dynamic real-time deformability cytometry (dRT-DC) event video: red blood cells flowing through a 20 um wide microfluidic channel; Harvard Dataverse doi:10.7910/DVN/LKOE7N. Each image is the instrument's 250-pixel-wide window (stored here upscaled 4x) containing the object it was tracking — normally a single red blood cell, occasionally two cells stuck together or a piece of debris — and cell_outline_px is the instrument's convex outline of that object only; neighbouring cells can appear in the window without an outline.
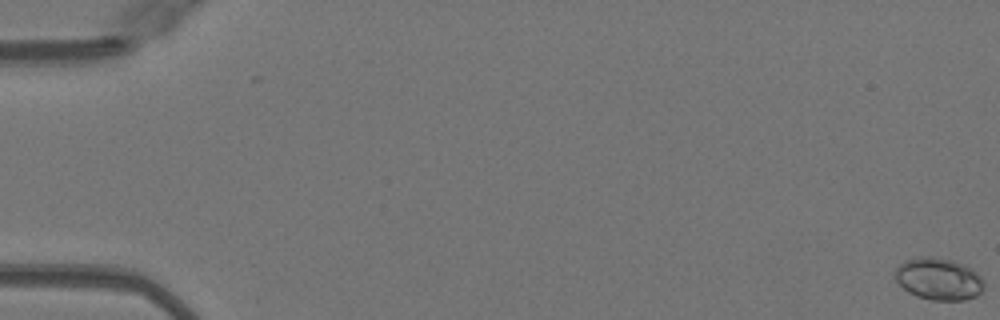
{"species": "Egyptian fruit bat (a non-hibernating species)", "species_latin": "Rousettus aegyptiacus", "temperature_condition": "warm", "stored_images_in_passage": 13, "camera_frame_rate_fps": 3000, "um_per_image_px": 0.085, "animal": {"sex": "female"}, "frame": {"image": 1, "passage_image": 1, "time_ms": 0.0, "image_size_px": [1000, 320], "cell_outline_px": [[984, 288], [976, 296], [964, 300], [932, 300], [916, 296], [908, 292], [896, 280], [896, 268], [904, 260], [928, 256], [952, 260], [964, 264], [972, 268], [984, 280]], "centroid_in_image_um": [79.81, 23.71], "position_along_channel_um": 5.2, "area_um2": 21.73}}